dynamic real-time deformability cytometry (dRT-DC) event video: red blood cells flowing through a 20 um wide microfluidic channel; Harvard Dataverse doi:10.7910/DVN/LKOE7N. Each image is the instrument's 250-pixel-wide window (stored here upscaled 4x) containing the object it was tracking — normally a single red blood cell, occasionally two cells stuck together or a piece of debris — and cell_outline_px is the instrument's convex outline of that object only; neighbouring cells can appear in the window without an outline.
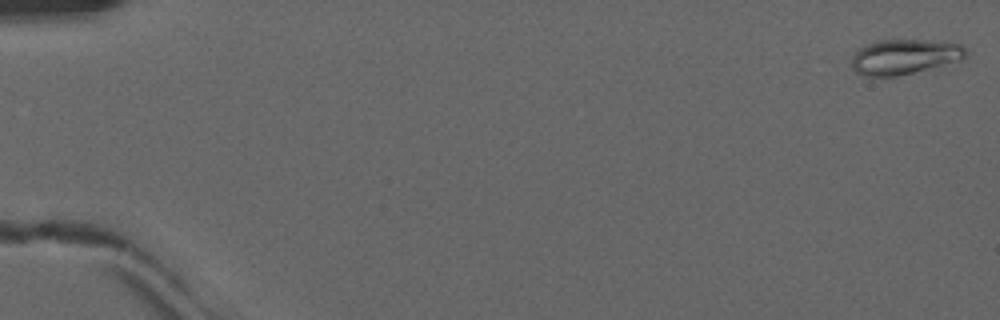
{"species": "common noctule bat (a hibernating species)", "species_latin": "Nyctalus noctula", "temperature_condition": "warm", "stored_images_in_passage": 51, "camera_frame_rate_fps": 3000, "um_per_image_px": 0.085, "animal": {"sex": "male", "forearm_length_mm": 52.5}, "frame": {"image": 1, "passage_image": 1, "time_ms": 0.0, "image_size_px": [1000, 320], "cell_outline_px": [[968, 56], [960, 60], [896, 76], [864, 76], [856, 72], [852, 68], [852, 56], [864, 44], [880, 40], [924, 40], [960, 44], [968, 52]], "centroid_in_image_um": [76.85, 4.82], "position_along_channel_um": 8.2, "area_um2": 23.06}}
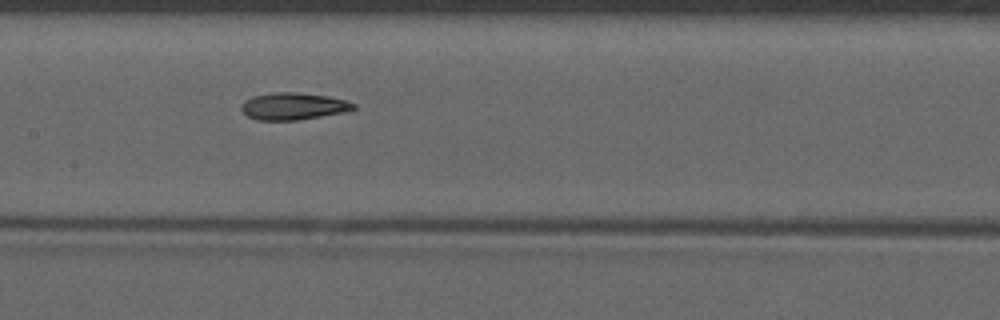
{"frame": {"image": 2, "passage_image": 26, "time_ms": 8.333, "image_size_px": [1000, 320], "cell_outline_px": [[356, 108], [344, 112], [296, 120], [260, 120], [248, 116], [240, 108], [240, 104], [244, 100], [252, 96], [272, 92], [296, 92], [328, 96], [344, 100], [356, 104]], "centroid_in_image_um": [24.9, 9.02], "position_along_channel_um": 182.5, "area_um2": 17.63}}
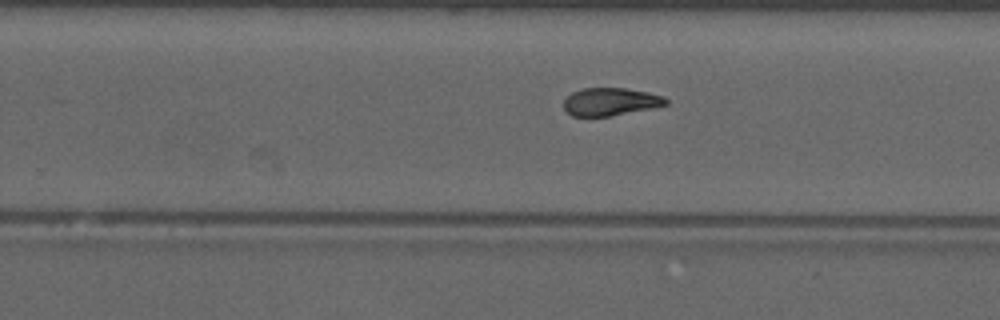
{"frame": {"image": 3, "passage_image": 33, "time_ms": 10.667, "image_size_px": [1000, 320], "cell_outline_px": [[668, 104], [608, 116], [572, 116], [564, 108], [564, 100], [572, 92], [584, 88], [624, 88], [648, 92], [664, 96], [668, 100]], "centroid_in_image_um": [51.87, 8.63], "position_along_channel_um": 277.9, "area_um2": 16.24}, "authors_computed_cell_mechanics": {"area_um2": 17.918, "velocity_mm_per_s": 4.1232, "shape_relaxation_time_tau1_ms": null, "shape_relaxation_time_tau2_ms": 2.6199, "deformation_change_tau1": null, "deformation_change_tau2": 0.0835}}